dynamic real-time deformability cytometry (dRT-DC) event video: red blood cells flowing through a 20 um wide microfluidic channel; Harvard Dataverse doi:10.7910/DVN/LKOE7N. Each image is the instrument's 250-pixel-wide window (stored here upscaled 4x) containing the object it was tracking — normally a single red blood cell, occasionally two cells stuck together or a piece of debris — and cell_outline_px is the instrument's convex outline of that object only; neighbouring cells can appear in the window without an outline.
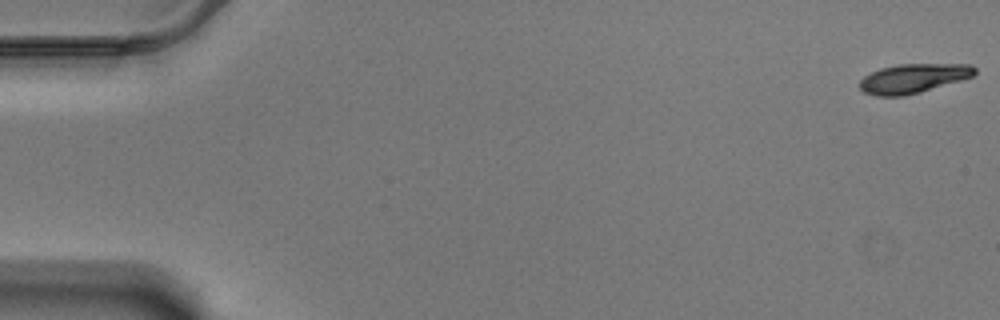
{"species": "Egyptian fruit bat (a non-hibernating species)", "species_latin": "Rousettus aegyptiacus", "temperature_condition": "warm", "stored_images_in_passage": 59, "camera_frame_rate_fps": 3000, "um_per_image_px": 0.085, "animal": {"sex": "male"}, "frame": {"image": 1, "passage_image": 1, "time_ms": 0.0, "image_size_px": [1000, 320], "cell_outline_px": [[976, 72], [972, 76], [960, 80], [920, 92], [904, 96], [876, 96], [864, 92], [856, 84], [864, 76], [880, 68], [896, 64], [972, 64], [976, 68]], "centroid_in_image_um": [77.58, 6.66], "position_along_channel_um": 7.4, "area_um2": 19.65}}
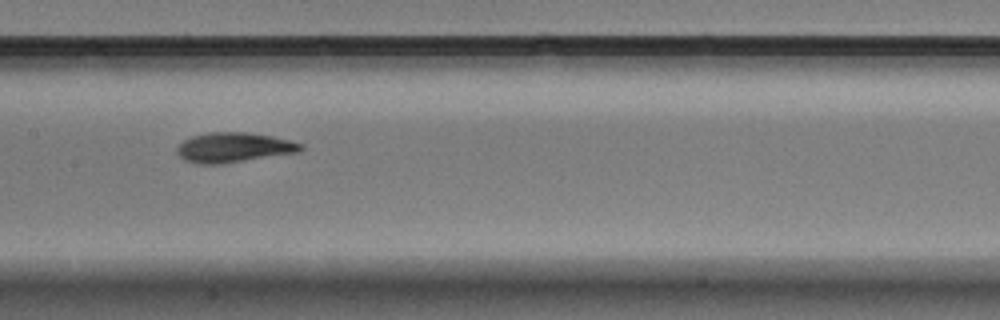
{"frame": {"image": 2, "passage_image": 30, "time_ms": 9.667, "image_size_px": [1000, 320], "cell_outline_px": [[304, 148], [300, 152], [220, 164], [196, 164], [184, 160], [176, 152], [176, 148], [184, 140], [192, 136], [212, 132], [244, 132], [272, 136], [304, 144]], "centroid_in_image_um": [19.87, 12.54], "position_along_channel_um": 187.5, "area_um2": 21.5}}
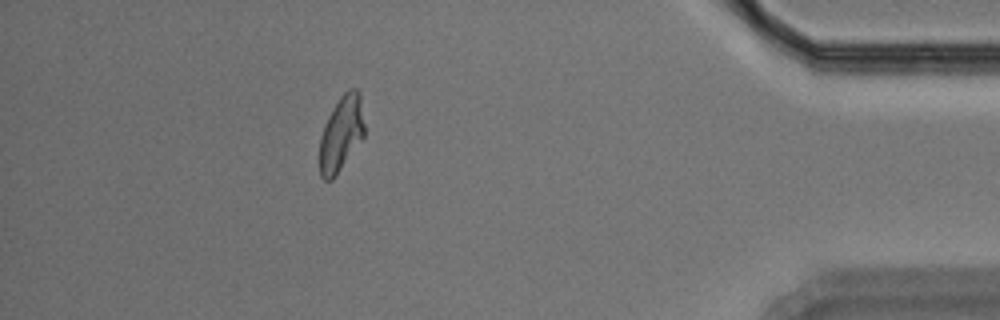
{"frame": {"image": 3, "passage_image": 53, "time_ms": 17.333, "image_size_px": [1000, 320], "cell_outline_px": [[364, 136], [332, 180], [324, 180], [320, 176], [320, 136], [328, 116], [332, 108], [340, 96], [348, 88], [356, 88], [360, 92], [364, 124]], "centroid_in_image_um": [29.0, 11.32], "position_along_channel_um": 406.2, "area_um2": 19.54}, "authors_computed_cell_mechanics": {"area_um2": 20.3456, "velocity_mm_per_s": 3.4507, "shape_relaxation_time_tau1_ms": 3.3033, "shape_relaxation_time_tau2_ms": 1.2759, "deformation_change_tau1": 0.1576, "deformation_change_tau2": 0.0712}}